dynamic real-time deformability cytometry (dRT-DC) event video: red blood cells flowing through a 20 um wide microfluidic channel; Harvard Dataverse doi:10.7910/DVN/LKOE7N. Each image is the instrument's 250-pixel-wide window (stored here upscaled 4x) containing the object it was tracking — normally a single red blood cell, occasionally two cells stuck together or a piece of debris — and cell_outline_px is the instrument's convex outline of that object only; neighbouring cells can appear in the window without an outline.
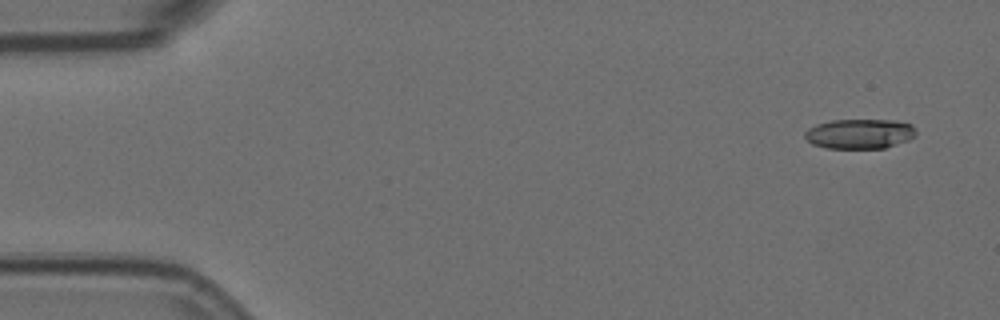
{"species": "Egyptian fruit bat (a non-hibernating species)", "species_latin": "Rousettus aegyptiacus", "temperature_condition": "room temperature", "stored_images_in_passage": 5, "camera_frame_rate_fps": 3000, "um_per_image_px": 0.085, "animal": {"sex": "female"}, "frame": {"image": 1, "passage_image": 1, "time_ms": 0.0, "image_size_px": [1000, 320], "cell_outline_px": [[916, 136], [908, 140], [884, 148], [828, 148], [812, 144], [804, 136], [804, 132], [808, 128], [816, 124], [832, 120], [896, 120], [912, 124], [916, 132]], "centroid_in_image_um": [73.07, 11.36], "position_along_channel_um": 11.9, "area_um2": 19.36}}
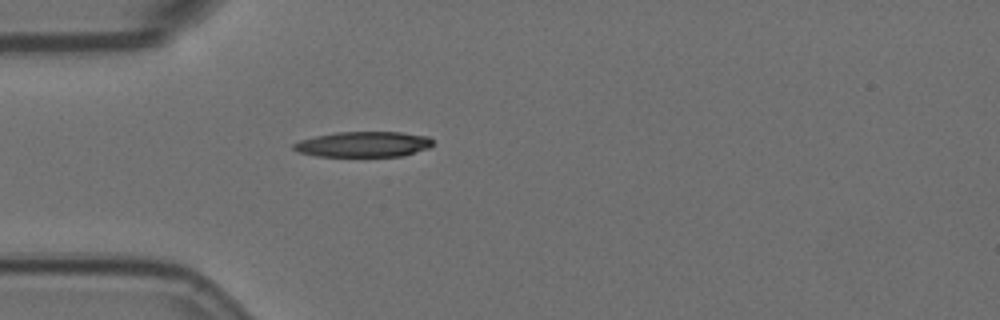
{"frame": {"image": 2, "passage_image": 5, "time_ms": 1.333, "image_size_px": [1000, 320], "cell_outline_px": [[432, 144], [428, 148], [404, 156], [316, 156], [296, 152], [292, 148], [292, 144], [300, 140], [316, 136], [336, 132], [400, 132], [428, 136], [432, 140]], "centroid_in_image_um": [30.86, 12.26], "position_along_channel_um": 54.1, "area_um2": 20.69}}